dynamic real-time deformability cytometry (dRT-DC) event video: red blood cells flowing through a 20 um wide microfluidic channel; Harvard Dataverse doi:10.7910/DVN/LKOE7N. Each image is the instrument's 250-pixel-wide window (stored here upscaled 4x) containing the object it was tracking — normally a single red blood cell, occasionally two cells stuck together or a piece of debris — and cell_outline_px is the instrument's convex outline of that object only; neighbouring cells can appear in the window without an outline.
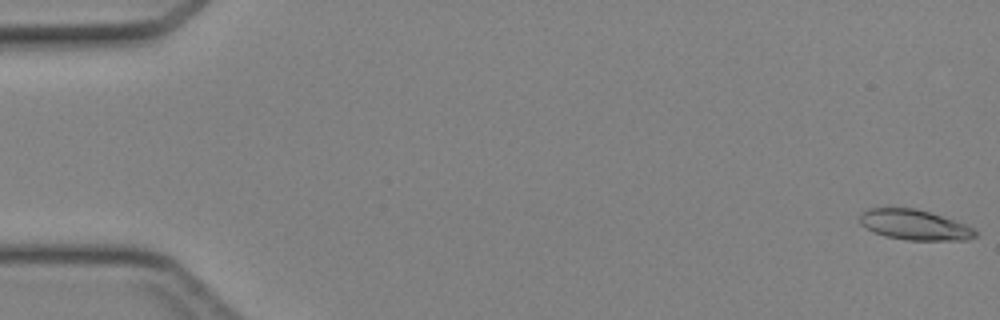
{"species": "Egyptian fruit bat (a non-hibernating species)", "species_latin": "Rousettus aegyptiacus", "temperature_condition": "cold", "stored_images_in_passage": 46, "camera_frame_rate_fps": 3000, "um_per_image_px": 0.085, "animal": {"sex": "female"}, "frame": {"image": 1, "passage_image": 1, "time_ms": 0.0, "image_size_px": [1000, 320], "cell_outline_px": [[976, 236], [968, 240], [908, 240], [884, 236], [860, 224], [860, 212], [868, 208], [916, 208], [968, 224], [976, 228]], "centroid_in_image_um": [77.77, 19.11], "position_along_channel_um": 7.2, "area_um2": 20.46}}
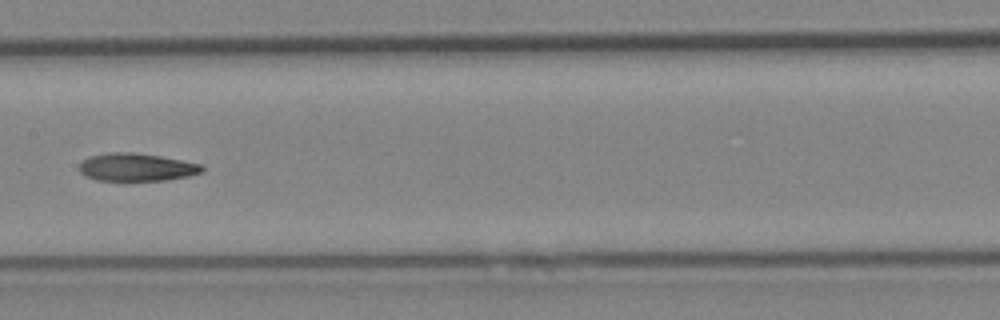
{"frame": {"image": 2, "passage_image": 24, "time_ms": 7.667, "image_size_px": [1000, 320], "cell_outline_px": [[204, 168], [200, 172], [188, 176], [164, 180], [96, 180], [84, 176], [80, 172], [80, 164], [88, 156], [112, 152], [132, 152], [160, 156], [204, 164]], "centroid_in_image_um": [11.6, 14.2], "position_along_channel_um": 195.8, "area_um2": 19.83}}
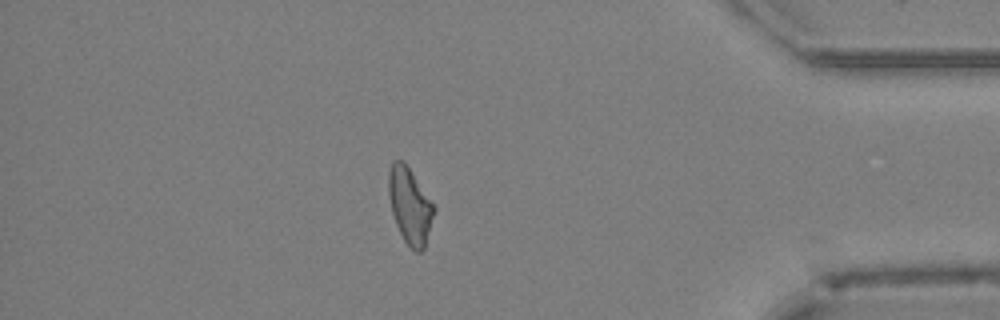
{"frame": {"image": 3, "passage_image": 40, "time_ms": 13.0, "image_size_px": [1000, 320], "cell_outline_px": [[436, 212], [424, 248], [420, 252], [416, 252], [404, 240], [396, 224], [392, 212], [388, 196], [388, 172], [392, 160], [404, 160], [436, 208]], "centroid_in_image_um": [34.84, 17.46], "position_along_channel_um": 400.4, "area_um2": 20.17}}